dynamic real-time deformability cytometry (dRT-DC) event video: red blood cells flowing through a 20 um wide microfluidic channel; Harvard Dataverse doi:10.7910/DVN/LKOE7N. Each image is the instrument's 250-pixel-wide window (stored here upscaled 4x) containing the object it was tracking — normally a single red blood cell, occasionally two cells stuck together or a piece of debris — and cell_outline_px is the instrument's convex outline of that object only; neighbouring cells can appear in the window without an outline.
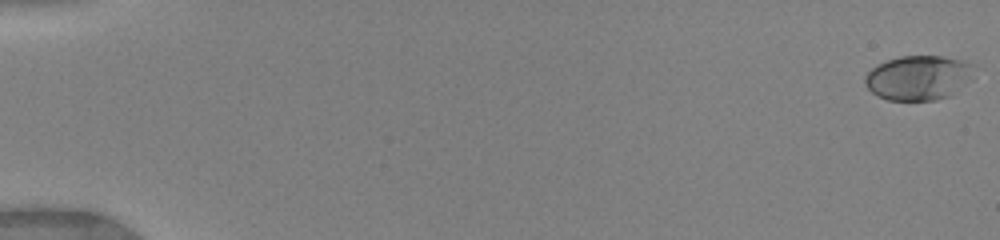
{"species": "human", "species_latin": "Homo sapiens", "temperature_condition": "warm", "stored_images_in_passage": 13, "camera_frame_rate_fps": 3000, "um_per_image_px": 0.085, "donor": {"sex": "female"}, "frame": {"image": 1, "passage_image": 1, "time_ms": 0.0, "image_size_px": [1000, 240], "cell_outline_px": [[984, 68], [972, 80], [952, 96], [936, 100], [888, 100], [872, 92], [868, 88], [864, 80], [864, 76], [872, 68], [888, 60], [900, 56], [940, 56], [968, 60]], "centroid_in_image_um": [78.26, 6.59], "position_along_channel_um": 6.7, "area_um2": 29.36}}
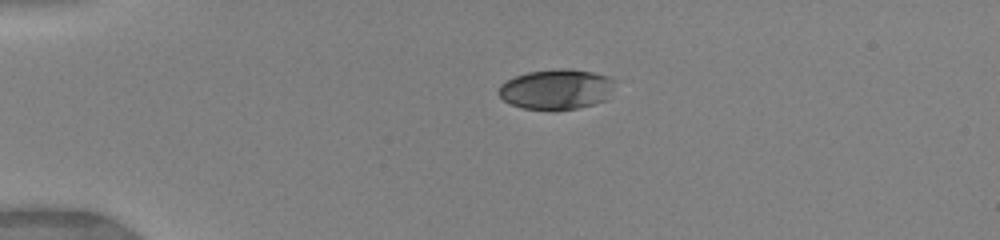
{"frame": {"image": 2, "passage_image": 8, "time_ms": 4.0, "image_size_px": [1000, 240], "cell_outline_px": [[616, 80], [612, 88], [604, 100], [592, 104], [576, 108], [520, 108], [504, 100], [500, 96], [500, 84], [516, 76], [528, 72], [560, 68], [568, 68], [592, 72], [608, 76]], "centroid_in_image_um": [47.3, 7.55], "position_along_channel_um": 37.7, "area_um2": 26.53}}